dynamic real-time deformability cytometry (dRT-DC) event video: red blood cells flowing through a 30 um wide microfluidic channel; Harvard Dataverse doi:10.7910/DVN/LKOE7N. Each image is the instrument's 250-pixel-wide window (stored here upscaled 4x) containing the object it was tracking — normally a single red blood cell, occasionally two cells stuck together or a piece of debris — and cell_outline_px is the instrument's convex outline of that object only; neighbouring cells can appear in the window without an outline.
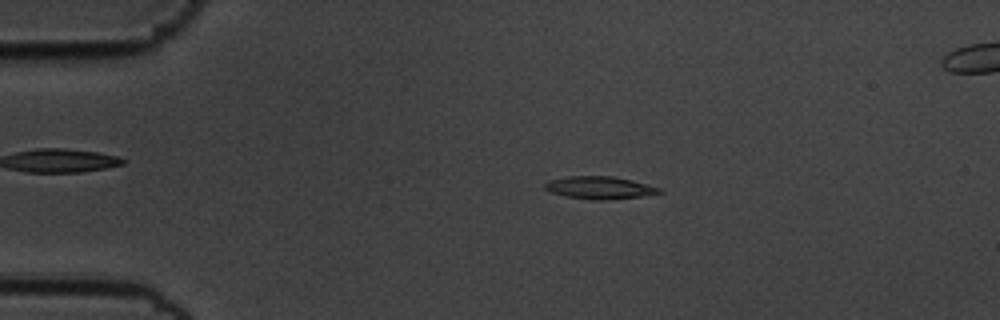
{"species": "common noctule bat (a hibernating species)", "species_latin": "Nyctalus noctula", "temperature_condition": "cold", "stored_images_in_passage": 57, "segment_of_instrument_passage": [1, 2], "camera_frame_rate_fps": 3000, "um_per_image_px": 0.085, "animal": {"sex": "male", "body_mass_g": 19.5, "forearm_length_mm": 54.6}, "frame": {"image": 1, "passage_image": 11, "time_ms": 3.333, "image_size_px": [1000, 320], "cell_outline_px": [[664, 192], [640, 196], [604, 200], [592, 200], [564, 196], [552, 192], [544, 188], [544, 184], [548, 180], [568, 176], [612, 176], [632, 180], [660, 188]], "centroid_in_image_um": [50.93, 15.95], "position_along_channel_um": 34.1, "area_um2": 14.97}}
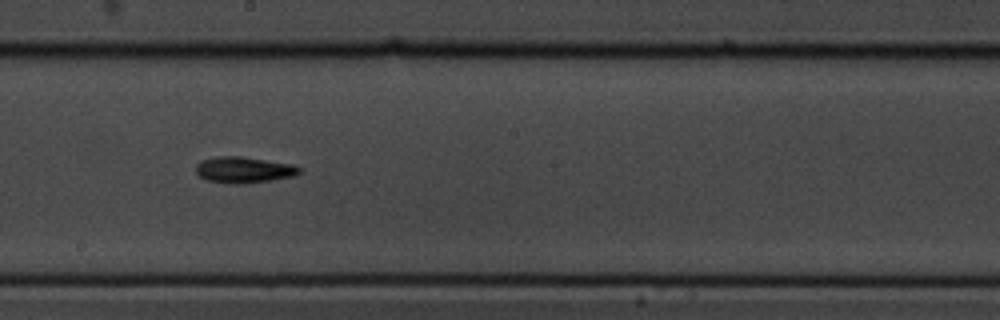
{"frame": {"image": 2, "passage_image": 31, "time_ms": 10.0, "image_size_px": [1000, 320], "cell_outline_px": [[304, 168], [296, 176], [272, 180], [244, 184], [232, 184], [208, 180], [200, 176], [196, 172], [196, 164], [200, 160], [216, 156], [240, 156], [292, 164]], "centroid_in_image_um": [20.75, 14.43], "position_along_channel_um": 227.4, "area_um2": 15.95}}
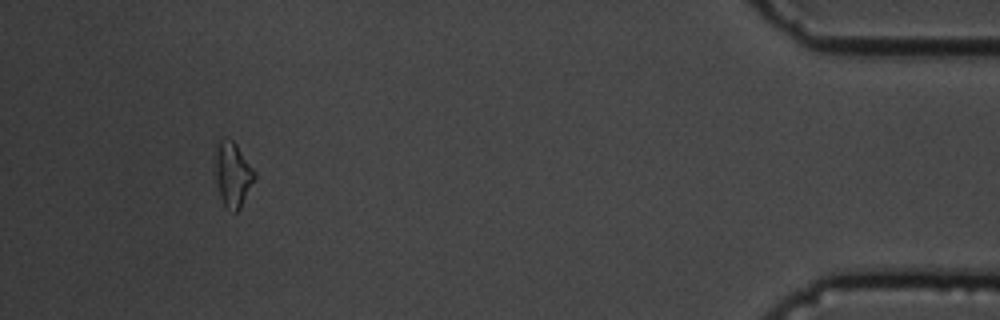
{"frame": {"image": 3, "passage_image": 52, "time_ms": 17.0, "image_size_px": [1000, 320], "cell_outline_px": [[256, 176], [240, 208], [236, 212], [232, 212], [224, 204], [220, 196], [216, 180], [216, 140], [232, 140], [236, 144], [256, 172]], "centroid_in_image_um": [19.79, 14.82], "position_along_channel_um": 415.4, "area_um2": 14.51}}